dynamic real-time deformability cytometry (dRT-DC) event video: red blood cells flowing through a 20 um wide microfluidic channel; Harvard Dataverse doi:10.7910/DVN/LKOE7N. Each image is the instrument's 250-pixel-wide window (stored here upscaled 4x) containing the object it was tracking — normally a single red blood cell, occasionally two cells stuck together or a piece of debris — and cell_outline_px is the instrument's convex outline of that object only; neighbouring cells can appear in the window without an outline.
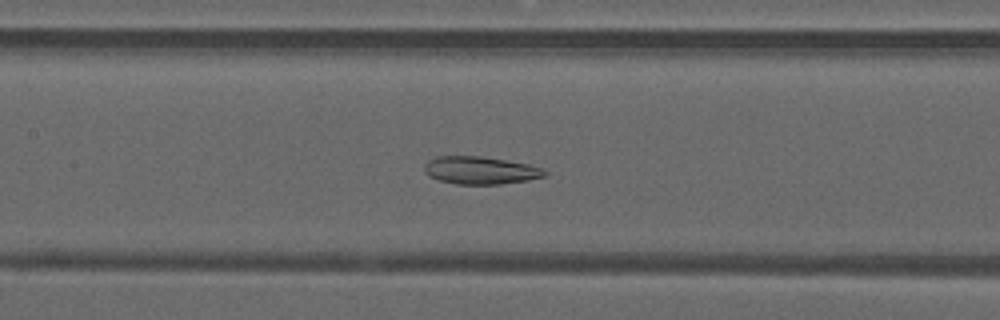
{"species": "common noctule bat (a hibernating species)", "species_latin": "Nyctalus noctula", "temperature_condition": "warm", "stored_images_in_passage": 38, "camera_frame_rate_fps": 3000, "um_per_image_px": 0.085, "animal": {"sex": "male", "forearm_length_mm": 52.5}, "frame": {"image": 1, "passage_image": 12, "time_ms": 3.667, "image_size_px": [1000, 320], "cell_outline_px": [[548, 172], [544, 176], [528, 180], [500, 184], [456, 184], [440, 180], [428, 176], [424, 172], [424, 164], [428, 160], [436, 156], [480, 156], [528, 164], [540, 168]], "centroid_in_image_um": [40.78, 14.48], "position_along_channel_um": 166.6, "area_um2": 19.31}}
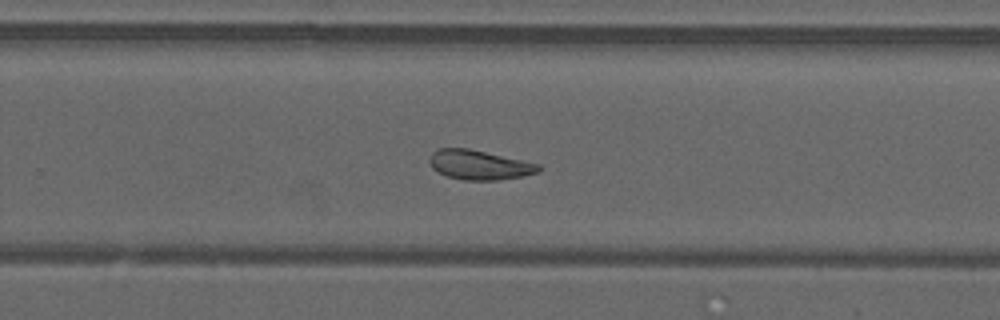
{"frame": {"image": 2, "passage_image": 21, "time_ms": 6.667, "image_size_px": [1000, 320], "cell_outline_px": [[540, 172], [524, 176], [500, 180], [464, 180], [448, 176], [432, 168], [428, 160], [432, 152], [436, 148], [468, 148], [540, 164]], "centroid_in_image_um": [40.74, 14.01], "position_along_channel_um": 289.1, "area_um2": 18.79}}
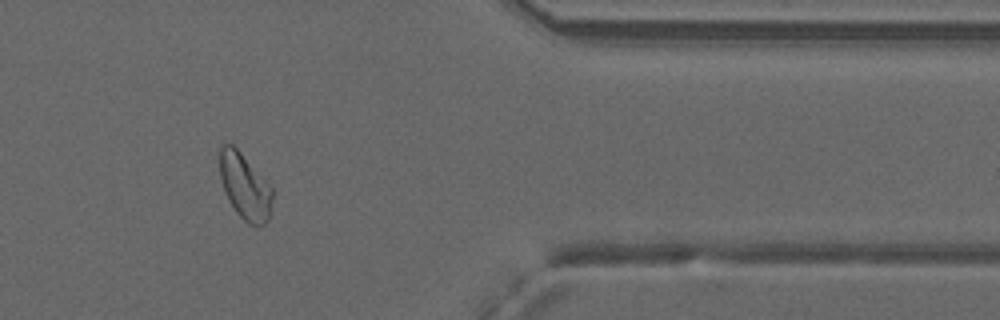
{"frame": {"image": 3, "passage_image": 30, "time_ms": 9.667, "image_size_px": [1000, 320], "cell_outline_px": [[272, 200], [268, 220], [264, 224], [248, 224], [236, 212], [228, 200], [220, 176], [220, 144], [232, 144], [240, 152], [272, 188]], "centroid_in_image_um": [20.8, 15.85], "position_along_channel_um": 390.6, "area_um2": 19.71}, "authors_computed_cell_mechanics": {"area_um2": 20.3456, "velocity_mm_per_s": 4.1029, "shape_relaxation_time_tau1_ms": null, "shape_relaxation_time_tau2_ms": 1.7027, "deformation_change_tau1": null, "deformation_change_tau2": 0.0668}}